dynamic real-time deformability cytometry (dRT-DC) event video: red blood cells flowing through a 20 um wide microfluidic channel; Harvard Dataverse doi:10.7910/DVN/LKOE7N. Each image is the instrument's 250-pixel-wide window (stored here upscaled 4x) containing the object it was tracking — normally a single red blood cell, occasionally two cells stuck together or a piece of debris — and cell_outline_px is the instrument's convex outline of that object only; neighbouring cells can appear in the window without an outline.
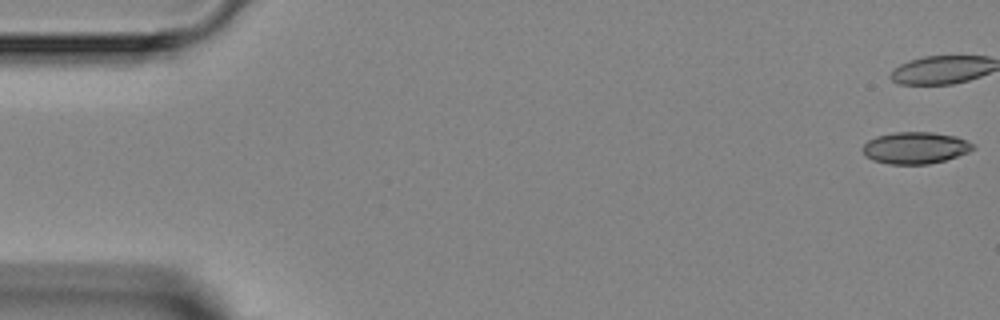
{"species": "Egyptian fruit bat (a non-hibernating species)", "species_latin": "Rousettus aegyptiacus", "temperature_condition": "room temperature", "stored_images_in_passage": 5, "camera_frame_rate_fps": 3000, "um_per_image_px": 0.085, "animal": {"sex": "female"}, "frame": {"image": 1, "passage_image": 1, "time_ms": 0.0, "image_size_px": [1000, 320], "cell_outline_px": [[976, 148], [968, 152], [944, 160], [928, 164], [888, 164], [872, 160], [864, 156], [860, 148], [868, 140], [876, 136], [892, 132], [932, 132], [956, 136], [972, 144]], "centroid_in_image_um": [77.73, 12.56], "position_along_channel_um": 7.3, "area_um2": 20.52}}